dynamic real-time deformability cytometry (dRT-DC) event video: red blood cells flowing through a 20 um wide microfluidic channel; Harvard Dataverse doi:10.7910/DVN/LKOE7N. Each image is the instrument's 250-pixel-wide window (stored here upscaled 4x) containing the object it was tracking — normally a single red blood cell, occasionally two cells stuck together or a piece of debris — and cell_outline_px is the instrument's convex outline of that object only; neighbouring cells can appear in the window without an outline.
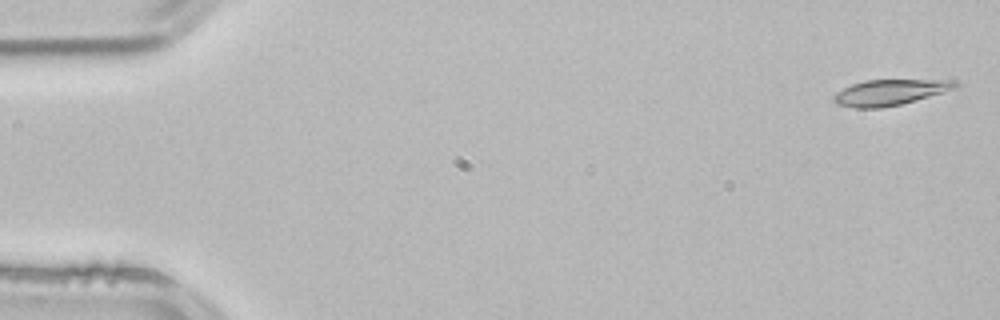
{"species": "common noctule bat (a hibernating species)", "species_latin": "Nyctalus noctula", "temperature_condition": "room temperature", "stored_images_in_passage": 5, "camera_frame_rate_fps": 3000, "um_per_image_px": 0.085, "animal": {"sex": "male", "body_mass_g": 21.5, "forearm_length_mm": 52.0}, "frame": {"image": 1, "passage_image": 1, "time_ms": 0.0, "image_size_px": [1000, 320], "cell_outline_px": [[960, 84], [956, 88], [944, 92], [916, 100], [900, 104], [880, 108], [856, 108], [836, 104], [832, 100], [832, 96], [836, 92], [852, 84], [864, 80], [956, 80]], "centroid_in_image_um": [75.63, 7.85], "position_along_channel_um": 9.4, "area_um2": 18.26}}